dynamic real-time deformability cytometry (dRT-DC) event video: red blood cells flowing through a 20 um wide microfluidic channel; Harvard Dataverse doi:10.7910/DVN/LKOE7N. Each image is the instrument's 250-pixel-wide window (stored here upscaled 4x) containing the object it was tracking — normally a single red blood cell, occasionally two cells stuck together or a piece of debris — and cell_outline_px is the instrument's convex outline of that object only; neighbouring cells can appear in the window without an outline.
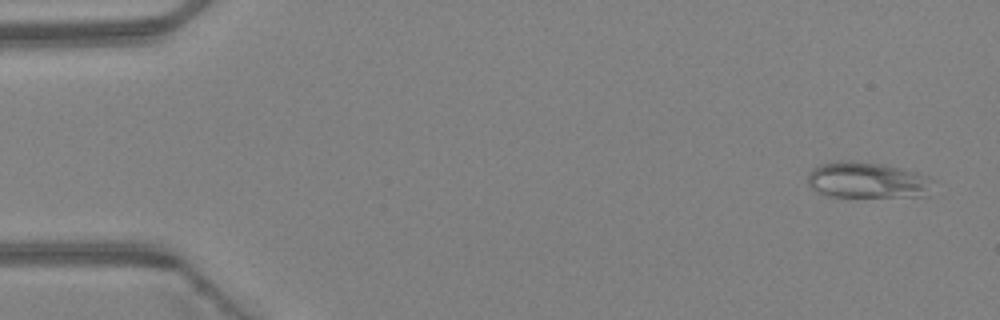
{"species": "Egyptian fruit bat (a non-hibernating species)", "species_latin": "Rousettus aegyptiacus", "temperature_condition": "warm", "stored_images_in_passage": 5, "camera_frame_rate_fps": 3000, "um_per_image_px": 0.085, "animal": {"sex": "female"}, "frame": {"image": 1, "passage_image": 5, "time_ms": 1.333, "image_size_px": [1000, 320], "cell_outline_px": [[936, 180], [928, 196], [828, 196], [816, 192], [808, 184], [808, 176], [812, 168], [820, 164], [836, 160], [852, 160], [880, 164], [900, 168], [916, 172], [928, 176]], "centroid_in_image_um": [73.73, 15.31], "position_along_channel_um": 11.3, "area_um2": 26.59}}